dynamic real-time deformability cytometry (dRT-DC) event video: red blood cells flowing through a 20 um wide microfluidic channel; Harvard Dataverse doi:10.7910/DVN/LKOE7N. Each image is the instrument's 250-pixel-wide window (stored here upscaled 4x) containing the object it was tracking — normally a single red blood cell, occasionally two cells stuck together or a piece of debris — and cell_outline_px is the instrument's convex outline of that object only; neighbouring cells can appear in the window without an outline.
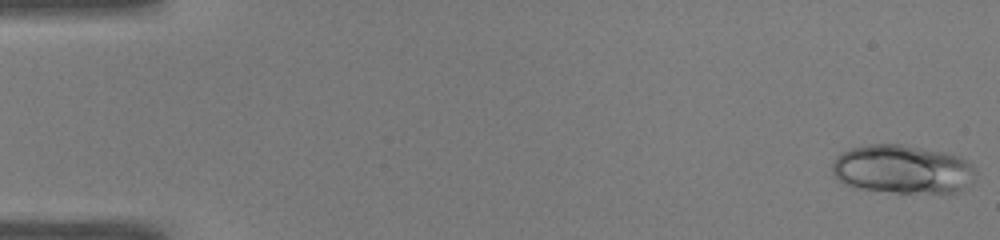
{"species": "common noctule bat (a hibernating species)", "species_latin": "Nyctalus noctula", "temperature_condition": "warm", "stored_images_in_passage": 49, "camera_frame_rate_fps": 3000, "um_per_image_px": 0.085, "animal": {"sex": "male", "body_mass_g": 19.0, "forearm_length_mm": 50.8}, "frame": {"image": 1, "passage_image": 1, "time_ms": 0.0, "image_size_px": [1000, 240], "cell_outline_px": [[976, 172], [960, 192], [896, 192], [856, 188], [844, 184], [836, 180], [832, 172], [832, 164], [836, 156], [840, 152], [852, 148], [872, 144], [900, 144], [944, 152], [956, 156], [972, 164]], "centroid_in_image_um": [76.64, 14.38], "position_along_channel_um": 8.4, "area_um2": 40.4}}
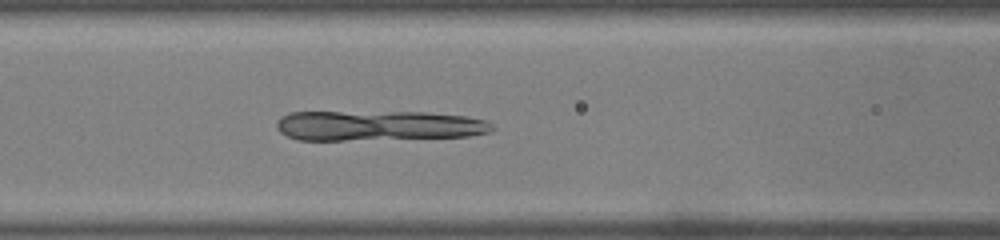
{"frame": {"image": 2, "passage_image": 21, "time_ms": 6.667, "image_size_px": [1000, 240], "cell_outline_px": [[496, 128], [492, 132], [468, 136], [344, 140], [296, 140], [280, 132], [276, 128], [276, 120], [280, 116], [288, 112], [424, 112], [464, 116], [484, 120], [492, 124]], "centroid_in_image_um": [32.11, 10.67], "position_along_channel_um": 134.5, "area_um2": 37.92}}
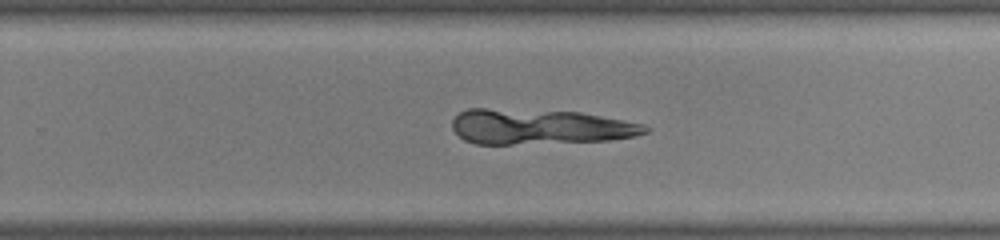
{"frame": {"image": 3, "passage_image": 32, "time_ms": 10.333, "image_size_px": [1000, 240], "cell_outline_px": [[652, 128], [648, 132], [636, 136], [608, 140], [512, 144], [476, 144], [464, 140], [452, 128], [452, 120], [460, 112], [468, 108], [484, 108], [580, 112], [644, 124]], "centroid_in_image_um": [45.87, 10.77], "position_along_channel_um": 283.9, "area_um2": 39.48}}